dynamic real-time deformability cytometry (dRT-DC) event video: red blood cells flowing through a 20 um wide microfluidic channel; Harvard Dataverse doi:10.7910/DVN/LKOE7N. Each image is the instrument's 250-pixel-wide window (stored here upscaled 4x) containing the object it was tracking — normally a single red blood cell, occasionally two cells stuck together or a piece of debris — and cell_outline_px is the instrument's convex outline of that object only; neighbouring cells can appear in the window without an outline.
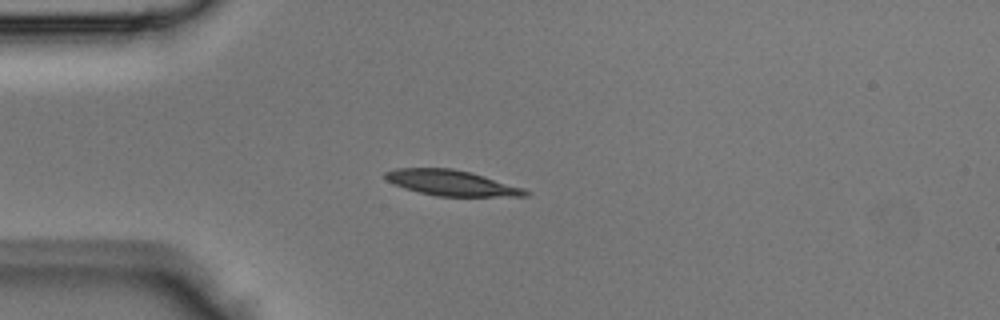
{"species": "Egyptian fruit bat (a non-hibernating species)", "species_latin": "Rousettus aegyptiacus", "temperature_condition": "room temperature", "stored_images_in_passage": 34, "camera_frame_rate_fps": 3000, "um_per_image_px": 0.085, "animal": {"sex": "male"}, "frame": {"image": 1, "passage_image": 1, "time_ms": 0.0, "image_size_px": [1000, 320], "cell_outline_px": [[532, 192], [528, 196], [436, 196], [404, 188], [392, 184], [384, 176], [384, 172], [396, 168], [452, 168], [472, 172], [524, 188]], "centroid_in_image_um": [38.39, 15.54], "position_along_channel_um": 46.6, "area_um2": 20.92}}
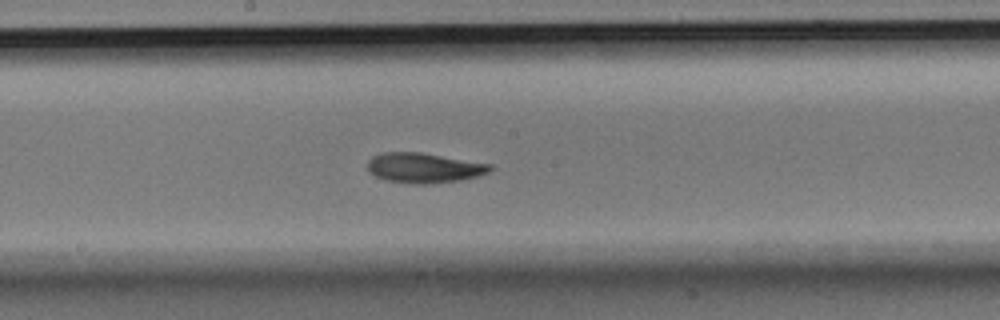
{"frame": {"image": 2, "passage_image": 13, "time_ms": 4.0, "image_size_px": [1000, 320], "cell_outline_px": [[492, 168], [488, 172], [476, 176], [460, 180], [428, 184], [412, 184], [384, 180], [368, 172], [368, 160], [372, 156], [380, 152], [420, 152], [492, 164]], "centroid_in_image_um": [35.99, 14.26], "position_along_channel_um": 212.2, "area_um2": 21.5}}
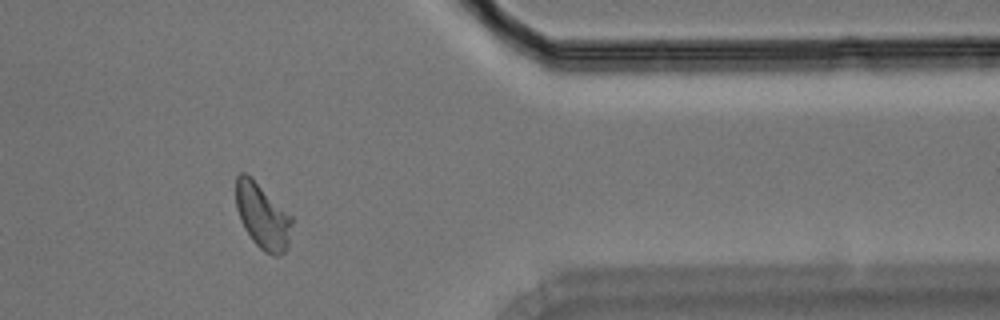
{"frame": {"image": 3, "passage_image": 26, "time_ms": 8.333, "image_size_px": [1000, 320], "cell_outline_px": [[292, 224], [288, 244], [284, 252], [276, 256], [264, 252], [252, 240], [244, 228], [240, 220], [236, 208], [236, 176], [240, 172], [244, 172], [292, 216]], "centroid_in_image_um": [22.3, 18.4], "position_along_channel_um": 389.1, "area_um2": 20.87}}